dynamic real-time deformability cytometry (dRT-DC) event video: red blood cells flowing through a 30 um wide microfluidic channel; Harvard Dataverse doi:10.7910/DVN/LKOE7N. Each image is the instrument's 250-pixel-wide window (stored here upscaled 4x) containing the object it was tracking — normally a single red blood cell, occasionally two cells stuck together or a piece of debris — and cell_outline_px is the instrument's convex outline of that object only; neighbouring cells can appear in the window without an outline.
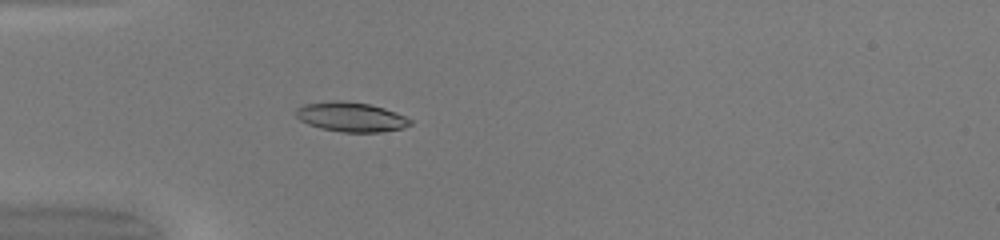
{"species": "common noctule bat (a hibernating species)", "species_latin": "Nyctalus noctula", "temperature_condition": "warm", "stored_images_in_passage": 50, "camera_frame_rate_fps": 3000, "um_per_image_px": 0.085, "animal": {"sex": "female", "body_mass_g": 20.0, "forearm_length_mm": 54.0}, "frame": {"image": 1, "passage_image": 16, "time_ms": 5.0, "image_size_px": [1000, 240], "cell_outline_px": [[412, 124], [404, 128], [380, 132], [340, 132], [320, 128], [308, 124], [300, 120], [296, 116], [296, 108], [304, 104], [332, 100], [336, 100], [368, 104], [384, 108], [396, 112], [412, 120]], "centroid_in_image_um": [29.83, 9.94], "position_along_channel_um": 55.2, "area_um2": 19.71}}
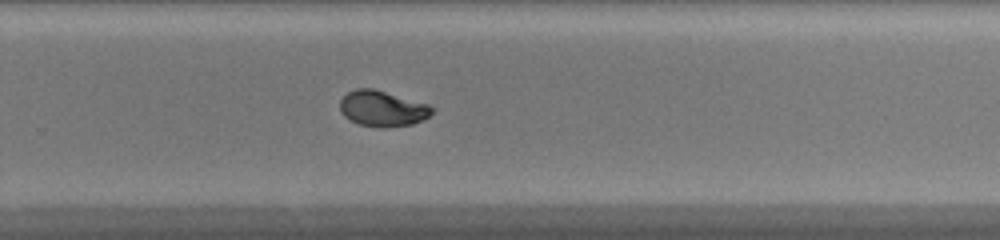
{"frame": {"image": 2, "passage_image": 34, "time_ms": 11.0, "image_size_px": [1000, 240], "cell_outline_px": [[436, 108], [424, 120], [412, 124], [384, 128], [360, 124], [344, 116], [340, 112], [340, 100], [348, 92], [356, 88], [372, 88], [428, 104]], "centroid_in_image_um": [32.52, 9.23], "position_along_channel_um": 297.3, "area_um2": 19.07}}
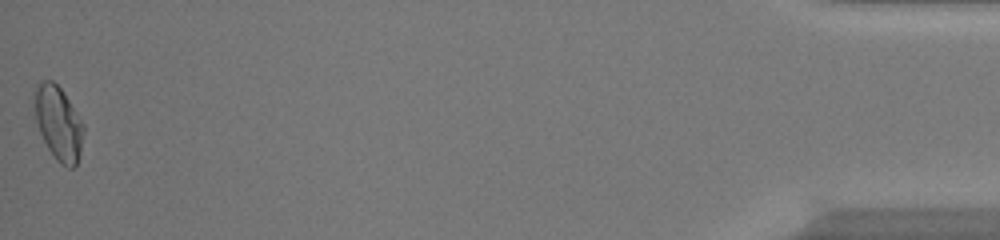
{"frame": {"image": 3, "passage_image": 50, "time_ms": 16.333, "image_size_px": [1000, 240], "cell_outline_px": [[84, 132], [80, 152], [76, 164], [72, 168], [68, 168], [60, 164], [56, 160], [48, 148], [40, 132], [36, 120], [32, 104], [32, 92], [44, 80], [52, 80], [64, 92], [84, 124]], "centroid_in_image_um": [4.95, 10.45], "position_along_channel_um": 430.3, "area_um2": 21.33}, "authors_computed_cell_mechanics": {"area_um2": 19.3341, "velocity_mm_per_s": 4.2122, "shape_relaxation_time_tau1_ms": 9.8254, "shape_relaxation_time_tau2_ms": 0.9584, "deformation_change_tau1": 0.3022, "deformation_change_tau2": 0.0402}}